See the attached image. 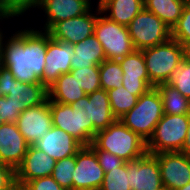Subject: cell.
I'll return each instance as SVG.
<instances>
[{
    "label": "cell",
    "instance_id": "obj_45",
    "mask_svg": "<svg viewBox=\"0 0 190 190\" xmlns=\"http://www.w3.org/2000/svg\"><path fill=\"white\" fill-rule=\"evenodd\" d=\"M159 190H169V189H167V188H165V187H162V188H160Z\"/></svg>",
    "mask_w": 190,
    "mask_h": 190
},
{
    "label": "cell",
    "instance_id": "obj_37",
    "mask_svg": "<svg viewBox=\"0 0 190 190\" xmlns=\"http://www.w3.org/2000/svg\"><path fill=\"white\" fill-rule=\"evenodd\" d=\"M23 190H66L61 187L52 176L37 178L26 182L22 186Z\"/></svg>",
    "mask_w": 190,
    "mask_h": 190
},
{
    "label": "cell",
    "instance_id": "obj_26",
    "mask_svg": "<svg viewBox=\"0 0 190 190\" xmlns=\"http://www.w3.org/2000/svg\"><path fill=\"white\" fill-rule=\"evenodd\" d=\"M156 88L161 95L165 114H190V100L184 97L177 89L167 83L159 84Z\"/></svg>",
    "mask_w": 190,
    "mask_h": 190
},
{
    "label": "cell",
    "instance_id": "obj_16",
    "mask_svg": "<svg viewBox=\"0 0 190 190\" xmlns=\"http://www.w3.org/2000/svg\"><path fill=\"white\" fill-rule=\"evenodd\" d=\"M29 144L20 133L16 123L0 126V163L16 170L27 153Z\"/></svg>",
    "mask_w": 190,
    "mask_h": 190
},
{
    "label": "cell",
    "instance_id": "obj_3",
    "mask_svg": "<svg viewBox=\"0 0 190 190\" xmlns=\"http://www.w3.org/2000/svg\"><path fill=\"white\" fill-rule=\"evenodd\" d=\"M92 143L98 149L108 151L125 162L139 159L147 153L146 141L120 120L98 131Z\"/></svg>",
    "mask_w": 190,
    "mask_h": 190
},
{
    "label": "cell",
    "instance_id": "obj_10",
    "mask_svg": "<svg viewBox=\"0 0 190 190\" xmlns=\"http://www.w3.org/2000/svg\"><path fill=\"white\" fill-rule=\"evenodd\" d=\"M160 168L163 187L177 190L190 182V157L180 151L153 154Z\"/></svg>",
    "mask_w": 190,
    "mask_h": 190
},
{
    "label": "cell",
    "instance_id": "obj_28",
    "mask_svg": "<svg viewBox=\"0 0 190 190\" xmlns=\"http://www.w3.org/2000/svg\"><path fill=\"white\" fill-rule=\"evenodd\" d=\"M99 76L101 89L105 91L122 87L123 71L119 61L104 60L99 65Z\"/></svg>",
    "mask_w": 190,
    "mask_h": 190
},
{
    "label": "cell",
    "instance_id": "obj_8",
    "mask_svg": "<svg viewBox=\"0 0 190 190\" xmlns=\"http://www.w3.org/2000/svg\"><path fill=\"white\" fill-rule=\"evenodd\" d=\"M127 29L136 50L156 46L171 38V29L145 8L132 19Z\"/></svg>",
    "mask_w": 190,
    "mask_h": 190
},
{
    "label": "cell",
    "instance_id": "obj_11",
    "mask_svg": "<svg viewBox=\"0 0 190 190\" xmlns=\"http://www.w3.org/2000/svg\"><path fill=\"white\" fill-rule=\"evenodd\" d=\"M17 128L29 145H34L52 127L50 100L44 104L26 108L20 113Z\"/></svg>",
    "mask_w": 190,
    "mask_h": 190
},
{
    "label": "cell",
    "instance_id": "obj_14",
    "mask_svg": "<svg viewBox=\"0 0 190 190\" xmlns=\"http://www.w3.org/2000/svg\"><path fill=\"white\" fill-rule=\"evenodd\" d=\"M131 190H159L163 187L158 160L153 154L127 162Z\"/></svg>",
    "mask_w": 190,
    "mask_h": 190
},
{
    "label": "cell",
    "instance_id": "obj_5",
    "mask_svg": "<svg viewBox=\"0 0 190 190\" xmlns=\"http://www.w3.org/2000/svg\"><path fill=\"white\" fill-rule=\"evenodd\" d=\"M164 115L161 95L156 87L141 95L136 105L119 120L146 142Z\"/></svg>",
    "mask_w": 190,
    "mask_h": 190
},
{
    "label": "cell",
    "instance_id": "obj_20",
    "mask_svg": "<svg viewBox=\"0 0 190 190\" xmlns=\"http://www.w3.org/2000/svg\"><path fill=\"white\" fill-rule=\"evenodd\" d=\"M8 97L23 112L26 108L44 104L48 100V88L42 83H24L15 79Z\"/></svg>",
    "mask_w": 190,
    "mask_h": 190
},
{
    "label": "cell",
    "instance_id": "obj_34",
    "mask_svg": "<svg viewBox=\"0 0 190 190\" xmlns=\"http://www.w3.org/2000/svg\"><path fill=\"white\" fill-rule=\"evenodd\" d=\"M171 38L178 41L187 51L190 49V1L187 2L182 16L171 30Z\"/></svg>",
    "mask_w": 190,
    "mask_h": 190
},
{
    "label": "cell",
    "instance_id": "obj_2",
    "mask_svg": "<svg viewBox=\"0 0 190 190\" xmlns=\"http://www.w3.org/2000/svg\"><path fill=\"white\" fill-rule=\"evenodd\" d=\"M50 112L52 126L67 132L82 146H89L93 142V124L89 121L88 95L70 105L50 100Z\"/></svg>",
    "mask_w": 190,
    "mask_h": 190
},
{
    "label": "cell",
    "instance_id": "obj_9",
    "mask_svg": "<svg viewBox=\"0 0 190 190\" xmlns=\"http://www.w3.org/2000/svg\"><path fill=\"white\" fill-rule=\"evenodd\" d=\"M104 175L96 153L89 146H82L76 153V166L72 173L73 190H99Z\"/></svg>",
    "mask_w": 190,
    "mask_h": 190
},
{
    "label": "cell",
    "instance_id": "obj_27",
    "mask_svg": "<svg viewBox=\"0 0 190 190\" xmlns=\"http://www.w3.org/2000/svg\"><path fill=\"white\" fill-rule=\"evenodd\" d=\"M110 100V107L114 117L119 120L137 103L138 97L133 95L126 88L119 87L107 91Z\"/></svg>",
    "mask_w": 190,
    "mask_h": 190
},
{
    "label": "cell",
    "instance_id": "obj_12",
    "mask_svg": "<svg viewBox=\"0 0 190 190\" xmlns=\"http://www.w3.org/2000/svg\"><path fill=\"white\" fill-rule=\"evenodd\" d=\"M90 8L86 13L78 17L69 18L55 23L47 32L54 40L63 41L75 45L94 33L97 14Z\"/></svg>",
    "mask_w": 190,
    "mask_h": 190
},
{
    "label": "cell",
    "instance_id": "obj_29",
    "mask_svg": "<svg viewBox=\"0 0 190 190\" xmlns=\"http://www.w3.org/2000/svg\"><path fill=\"white\" fill-rule=\"evenodd\" d=\"M70 73L76 79V82L81 89H83L86 95L101 89L99 66L71 69Z\"/></svg>",
    "mask_w": 190,
    "mask_h": 190
},
{
    "label": "cell",
    "instance_id": "obj_22",
    "mask_svg": "<svg viewBox=\"0 0 190 190\" xmlns=\"http://www.w3.org/2000/svg\"><path fill=\"white\" fill-rule=\"evenodd\" d=\"M73 46L75 54L71 59V69L99 66L106 60L103 46L94 33Z\"/></svg>",
    "mask_w": 190,
    "mask_h": 190
},
{
    "label": "cell",
    "instance_id": "obj_32",
    "mask_svg": "<svg viewBox=\"0 0 190 190\" xmlns=\"http://www.w3.org/2000/svg\"><path fill=\"white\" fill-rule=\"evenodd\" d=\"M99 190H131L127 162L106 172L102 186Z\"/></svg>",
    "mask_w": 190,
    "mask_h": 190
},
{
    "label": "cell",
    "instance_id": "obj_7",
    "mask_svg": "<svg viewBox=\"0 0 190 190\" xmlns=\"http://www.w3.org/2000/svg\"><path fill=\"white\" fill-rule=\"evenodd\" d=\"M95 12L100 16L98 15L95 24L94 35L103 46L106 60L119 61L136 50L127 26L102 16L98 7Z\"/></svg>",
    "mask_w": 190,
    "mask_h": 190
},
{
    "label": "cell",
    "instance_id": "obj_18",
    "mask_svg": "<svg viewBox=\"0 0 190 190\" xmlns=\"http://www.w3.org/2000/svg\"><path fill=\"white\" fill-rule=\"evenodd\" d=\"M33 146L56 161L76 155L82 148V145L70 134L54 126Z\"/></svg>",
    "mask_w": 190,
    "mask_h": 190
},
{
    "label": "cell",
    "instance_id": "obj_4",
    "mask_svg": "<svg viewBox=\"0 0 190 190\" xmlns=\"http://www.w3.org/2000/svg\"><path fill=\"white\" fill-rule=\"evenodd\" d=\"M150 85L167 83L171 74L187 56V50L175 39L142 49Z\"/></svg>",
    "mask_w": 190,
    "mask_h": 190
},
{
    "label": "cell",
    "instance_id": "obj_23",
    "mask_svg": "<svg viewBox=\"0 0 190 190\" xmlns=\"http://www.w3.org/2000/svg\"><path fill=\"white\" fill-rule=\"evenodd\" d=\"M85 95V92L81 89L70 72L61 74L57 80L48 87V100L58 103L70 105Z\"/></svg>",
    "mask_w": 190,
    "mask_h": 190
},
{
    "label": "cell",
    "instance_id": "obj_39",
    "mask_svg": "<svg viewBox=\"0 0 190 190\" xmlns=\"http://www.w3.org/2000/svg\"><path fill=\"white\" fill-rule=\"evenodd\" d=\"M14 80L11 71L0 64V96L7 97L9 95Z\"/></svg>",
    "mask_w": 190,
    "mask_h": 190
},
{
    "label": "cell",
    "instance_id": "obj_1",
    "mask_svg": "<svg viewBox=\"0 0 190 190\" xmlns=\"http://www.w3.org/2000/svg\"><path fill=\"white\" fill-rule=\"evenodd\" d=\"M50 38L47 31L35 28L18 30L6 38L8 40H2L0 64L20 82L43 84L47 41Z\"/></svg>",
    "mask_w": 190,
    "mask_h": 190
},
{
    "label": "cell",
    "instance_id": "obj_24",
    "mask_svg": "<svg viewBox=\"0 0 190 190\" xmlns=\"http://www.w3.org/2000/svg\"><path fill=\"white\" fill-rule=\"evenodd\" d=\"M143 2L144 0H109L100 10L109 20L127 26L144 8Z\"/></svg>",
    "mask_w": 190,
    "mask_h": 190
},
{
    "label": "cell",
    "instance_id": "obj_17",
    "mask_svg": "<svg viewBox=\"0 0 190 190\" xmlns=\"http://www.w3.org/2000/svg\"><path fill=\"white\" fill-rule=\"evenodd\" d=\"M56 160L33 145H29L22 164L15 170L16 185L22 186L31 180L51 176Z\"/></svg>",
    "mask_w": 190,
    "mask_h": 190
},
{
    "label": "cell",
    "instance_id": "obj_25",
    "mask_svg": "<svg viewBox=\"0 0 190 190\" xmlns=\"http://www.w3.org/2000/svg\"><path fill=\"white\" fill-rule=\"evenodd\" d=\"M190 0H144V8L158 16L171 30Z\"/></svg>",
    "mask_w": 190,
    "mask_h": 190
},
{
    "label": "cell",
    "instance_id": "obj_21",
    "mask_svg": "<svg viewBox=\"0 0 190 190\" xmlns=\"http://www.w3.org/2000/svg\"><path fill=\"white\" fill-rule=\"evenodd\" d=\"M89 98V121L93 124V139L96 133L106 129L117 119L114 117L110 107L107 91L99 89L88 95Z\"/></svg>",
    "mask_w": 190,
    "mask_h": 190
},
{
    "label": "cell",
    "instance_id": "obj_33",
    "mask_svg": "<svg viewBox=\"0 0 190 190\" xmlns=\"http://www.w3.org/2000/svg\"><path fill=\"white\" fill-rule=\"evenodd\" d=\"M41 0H0V21L24 15L31 8H38Z\"/></svg>",
    "mask_w": 190,
    "mask_h": 190
},
{
    "label": "cell",
    "instance_id": "obj_15",
    "mask_svg": "<svg viewBox=\"0 0 190 190\" xmlns=\"http://www.w3.org/2000/svg\"><path fill=\"white\" fill-rule=\"evenodd\" d=\"M123 71L122 86L138 98L150 88V80L142 50H135L119 60Z\"/></svg>",
    "mask_w": 190,
    "mask_h": 190
},
{
    "label": "cell",
    "instance_id": "obj_46",
    "mask_svg": "<svg viewBox=\"0 0 190 190\" xmlns=\"http://www.w3.org/2000/svg\"><path fill=\"white\" fill-rule=\"evenodd\" d=\"M187 55L190 56V49L187 51Z\"/></svg>",
    "mask_w": 190,
    "mask_h": 190
},
{
    "label": "cell",
    "instance_id": "obj_41",
    "mask_svg": "<svg viewBox=\"0 0 190 190\" xmlns=\"http://www.w3.org/2000/svg\"><path fill=\"white\" fill-rule=\"evenodd\" d=\"M107 1H109V0H98L97 7L100 9Z\"/></svg>",
    "mask_w": 190,
    "mask_h": 190
},
{
    "label": "cell",
    "instance_id": "obj_19",
    "mask_svg": "<svg viewBox=\"0 0 190 190\" xmlns=\"http://www.w3.org/2000/svg\"><path fill=\"white\" fill-rule=\"evenodd\" d=\"M91 6V0H41L39 8L47 15L42 29L48 31L57 22L83 15Z\"/></svg>",
    "mask_w": 190,
    "mask_h": 190
},
{
    "label": "cell",
    "instance_id": "obj_30",
    "mask_svg": "<svg viewBox=\"0 0 190 190\" xmlns=\"http://www.w3.org/2000/svg\"><path fill=\"white\" fill-rule=\"evenodd\" d=\"M75 166L76 155L58 160L51 176L64 189L73 190L72 173L75 171Z\"/></svg>",
    "mask_w": 190,
    "mask_h": 190
},
{
    "label": "cell",
    "instance_id": "obj_44",
    "mask_svg": "<svg viewBox=\"0 0 190 190\" xmlns=\"http://www.w3.org/2000/svg\"><path fill=\"white\" fill-rule=\"evenodd\" d=\"M12 190H23V189L22 187L16 185Z\"/></svg>",
    "mask_w": 190,
    "mask_h": 190
},
{
    "label": "cell",
    "instance_id": "obj_36",
    "mask_svg": "<svg viewBox=\"0 0 190 190\" xmlns=\"http://www.w3.org/2000/svg\"><path fill=\"white\" fill-rule=\"evenodd\" d=\"M89 147L96 153L99 164L104 170V173L110 171V169L121 166L125 161L112 153L98 149L93 143Z\"/></svg>",
    "mask_w": 190,
    "mask_h": 190
},
{
    "label": "cell",
    "instance_id": "obj_13",
    "mask_svg": "<svg viewBox=\"0 0 190 190\" xmlns=\"http://www.w3.org/2000/svg\"><path fill=\"white\" fill-rule=\"evenodd\" d=\"M74 54L72 44L50 38L47 41L43 85L48 88L61 74L69 73L71 71V59Z\"/></svg>",
    "mask_w": 190,
    "mask_h": 190
},
{
    "label": "cell",
    "instance_id": "obj_42",
    "mask_svg": "<svg viewBox=\"0 0 190 190\" xmlns=\"http://www.w3.org/2000/svg\"><path fill=\"white\" fill-rule=\"evenodd\" d=\"M177 190H190V182L184 185L183 187L178 188Z\"/></svg>",
    "mask_w": 190,
    "mask_h": 190
},
{
    "label": "cell",
    "instance_id": "obj_38",
    "mask_svg": "<svg viewBox=\"0 0 190 190\" xmlns=\"http://www.w3.org/2000/svg\"><path fill=\"white\" fill-rule=\"evenodd\" d=\"M16 186L15 170L0 163V190H12Z\"/></svg>",
    "mask_w": 190,
    "mask_h": 190
},
{
    "label": "cell",
    "instance_id": "obj_43",
    "mask_svg": "<svg viewBox=\"0 0 190 190\" xmlns=\"http://www.w3.org/2000/svg\"><path fill=\"white\" fill-rule=\"evenodd\" d=\"M1 29V28H0ZM5 36H3V31L0 30V52H1V43Z\"/></svg>",
    "mask_w": 190,
    "mask_h": 190
},
{
    "label": "cell",
    "instance_id": "obj_31",
    "mask_svg": "<svg viewBox=\"0 0 190 190\" xmlns=\"http://www.w3.org/2000/svg\"><path fill=\"white\" fill-rule=\"evenodd\" d=\"M167 84L190 100V56L187 55L178 68L173 71Z\"/></svg>",
    "mask_w": 190,
    "mask_h": 190
},
{
    "label": "cell",
    "instance_id": "obj_40",
    "mask_svg": "<svg viewBox=\"0 0 190 190\" xmlns=\"http://www.w3.org/2000/svg\"><path fill=\"white\" fill-rule=\"evenodd\" d=\"M180 152L190 157V114H189V125H188L187 135L183 143L182 150Z\"/></svg>",
    "mask_w": 190,
    "mask_h": 190
},
{
    "label": "cell",
    "instance_id": "obj_35",
    "mask_svg": "<svg viewBox=\"0 0 190 190\" xmlns=\"http://www.w3.org/2000/svg\"><path fill=\"white\" fill-rule=\"evenodd\" d=\"M20 113L11 98L0 96V126L4 123H16Z\"/></svg>",
    "mask_w": 190,
    "mask_h": 190
},
{
    "label": "cell",
    "instance_id": "obj_6",
    "mask_svg": "<svg viewBox=\"0 0 190 190\" xmlns=\"http://www.w3.org/2000/svg\"><path fill=\"white\" fill-rule=\"evenodd\" d=\"M189 125V114H165L155 126L153 135L146 142L147 153L181 151Z\"/></svg>",
    "mask_w": 190,
    "mask_h": 190
}]
</instances>
